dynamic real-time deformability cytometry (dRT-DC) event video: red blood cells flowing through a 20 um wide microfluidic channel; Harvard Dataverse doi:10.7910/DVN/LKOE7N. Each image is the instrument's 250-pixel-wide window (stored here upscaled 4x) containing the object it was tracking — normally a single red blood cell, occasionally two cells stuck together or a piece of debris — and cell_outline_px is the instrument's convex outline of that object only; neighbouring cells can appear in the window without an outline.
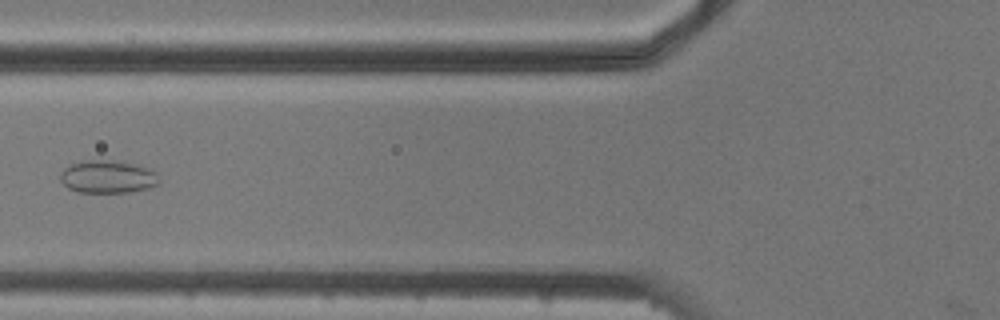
{"species": "common noctule bat (a hibernating species)", "species_latin": "Nyctalus noctula", "temperature_condition": "cold", "stored_images_in_passage": 5, "camera_frame_rate_fps": 3000, "um_per_image_px": 0.085, "animal": {"sex": "male", "body_mass_g": 20.5, "forearm_length_mm": 52.5}, "frame": {"image": 1, "passage_image": 5, "time_ms": 5.333, "image_size_px": [1000, 320], "cell_outline_px": [[160, 184], [148, 188], [128, 192], [80, 192], [68, 188], [60, 180], [60, 172], [64, 168], [72, 164], [88, 160], [104, 160], [140, 164], [156, 172], [160, 180]], "centroid_in_image_um": [9.19, 15.02], "position_along_channel_um": 116.6, "area_um2": 18.9}}